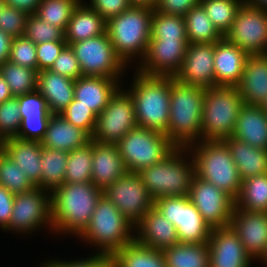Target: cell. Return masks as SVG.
Instances as JSON below:
<instances>
[{
  "label": "cell",
  "mask_w": 267,
  "mask_h": 267,
  "mask_svg": "<svg viewBox=\"0 0 267 267\" xmlns=\"http://www.w3.org/2000/svg\"><path fill=\"white\" fill-rule=\"evenodd\" d=\"M51 193L53 231L79 236L88 226L103 190L92 182L63 183Z\"/></svg>",
  "instance_id": "obj_1"
},
{
  "label": "cell",
  "mask_w": 267,
  "mask_h": 267,
  "mask_svg": "<svg viewBox=\"0 0 267 267\" xmlns=\"http://www.w3.org/2000/svg\"><path fill=\"white\" fill-rule=\"evenodd\" d=\"M204 95L205 88L170 77L169 124L165 134L176 147L201 141Z\"/></svg>",
  "instance_id": "obj_2"
},
{
  "label": "cell",
  "mask_w": 267,
  "mask_h": 267,
  "mask_svg": "<svg viewBox=\"0 0 267 267\" xmlns=\"http://www.w3.org/2000/svg\"><path fill=\"white\" fill-rule=\"evenodd\" d=\"M153 11L154 8L149 6L132 5L106 22V32L114 51L125 66L138 53L141 61L144 59L150 41Z\"/></svg>",
  "instance_id": "obj_3"
},
{
  "label": "cell",
  "mask_w": 267,
  "mask_h": 267,
  "mask_svg": "<svg viewBox=\"0 0 267 267\" xmlns=\"http://www.w3.org/2000/svg\"><path fill=\"white\" fill-rule=\"evenodd\" d=\"M132 89L137 126L165 133L169 124L170 77L151 76L137 70Z\"/></svg>",
  "instance_id": "obj_4"
},
{
  "label": "cell",
  "mask_w": 267,
  "mask_h": 267,
  "mask_svg": "<svg viewBox=\"0 0 267 267\" xmlns=\"http://www.w3.org/2000/svg\"><path fill=\"white\" fill-rule=\"evenodd\" d=\"M187 151L188 147H175L159 163L138 172L154 201L169 196H189L195 162L194 158H190L191 162L183 159L182 153Z\"/></svg>",
  "instance_id": "obj_5"
},
{
  "label": "cell",
  "mask_w": 267,
  "mask_h": 267,
  "mask_svg": "<svg viewBox=\"0 0 267 267\" xmlns=\"http://www.w3.org/2000/svg\"><path fill=\"white\" fill-rule=\"evenodd\" d=\"M135 227L104 195L98 200L91 220L79 238L100 247L99 254L112 257L134 241Z\"/></svg>",
  "instance_id": "obj_6"
},
{
  "label": "cell",
  "mask_w": 267,
  "mask_h": 267,
  "mask_svg": "<svg viewBox=\"0 0 267 267\" xmlns=\"http://www.w3.org/2000/svg\"><path fill=\"white\" fill-rule=\"evenodd\" d=\"M200 142L188 146V150L194 153L190 157L194 158L195 174L236 199L241 190L242 180L228 147L221 140Z\"/></svg>",
  "instance_id": "obj_7"
},
{
  "label": "cell",
  "mask_w": 267,
  "mask_h": 267,
  "mask_svg": "<svg viewBox=\"0 0 267 267\" xmlns=\"http://www.w3.org/2000/svg\"><path fill=\"white\" fill-rule=\"evenodd\" d=\"M243 99L237 87L212 86L205 89L201 140H223L231 137Z\"/></svg>",
  "instance_id": "obj_8"
},
{
  "label": "cell",
  "mask_w": 267,
  "mask_h": 267,
  "mask_svg": "<svg viewBox=\"0 0 267 267\" xmlns=\"http://www.w3.org/2000/svg\"><path fill=\"white\" fill-rule=\"evenodd\" d=\"M127 172L138 173L159 163L176 146L165 133L136 126L117 143Z\"/></svg>",
  "instance_id": "obj_9"
},
{
  "label": "cell",
  "mask_w": 267,
  "mask_h": 267,
  "mask_svg": "<svg viewBox=\"0 0 267 267\" xmlns=\"http://www.w3.org/2000/svg\"><path fill=\"white\" fill-rule=\"evenodd\" d=\"M154 207L177 230L179 243H208L211 228L189 196H169L154 201Z\"/></svg>",
  "instance_id": "obj_10"
},
{
  "label": "cell",
  "mask_w": 267,
  "mask_h": 267,
  "mask_svg": "<svg viewBox=\"0 0 267 267\" xmlns=\"http://www.w3.org/2000/svg\"><path fill=\"white\" fill-rule=\"evenodd\" d=\"M137 126L135 107L131 95L121 87L97 116L91 140L104 144H117Z\"/></svg>",
  "instance_id": "obj_11"
},
{
  "label": "cell",
  "mask_w": 267,
  "mask_h": 267,
  "mask_svg": "<svg viewBox=\"0 0 267 267\" xmlns=\"http://www.w3.org/2000/svg\"><path fill=\"white\" fill-rule=\"evenodd\" d=\"M79 62L82 76H99L120 80L126 67L118 58L107 32L70 44ZM120 76V77H119Z\"/></svg>",
  "instance_id": "obj_12"
},
{
  "label": "cell",
  "mask_w": 267,
  "mask_h": 267,
  "mask_svg": "<svg viewBox=\"0 0 267 267\" xmlns=\"http://www.w3.org/2000/svg\"><path fill=\"white\" fill-rule=\"evenodd\" d=\"M224 38L248 55L267 54V10L243 3Z\"/></svg>",
  "instance_id": "obj_13"
},
{
  "label": "cell",
  "mask_w": 267,
  "mask_h": 267,
  "mask_svg": "<svg viewBox=\"0 0 267 267\" xmlns=\"http://www.w3.org/2000/svg\"><path fill=\"white\" fill-rule=\"evenodd\" d=\"M118 210L135 226L154 206L140 175L127 172L123 177L103 190Z\"/></svg>",
  "instance_id": "obj_14"
},
{
  "label": "cell",
  "mask_w": 267,
  "mask_h": 267,
  "mask_svg": "<svg viewBox=\"0 0 267 267\" xmlns=\"http://www.w3.org/2000/svg\"><path fill=\"white\" fill-rule=\"evenodd\" d=\"M189 198L211 229L230 226L235 199L227 192L195 174Z\"/></svg>",
  "instance_id": "obj_15"
},
{
  "label": "cell",
  "mask_w": 267,
  "mask_h": 267,
  "mask_svg": "<svg viewBox=\"0 0 267 267\" xmlns=\"http://www.w3.org/2000/svg\"><path fill=\"white\" fill-rule=\"evenodd\" d=\"M52 229L51 193L40 187L14 195L13 210L5 230L31 233L41 226Z\"/></svg>",
  "instance_id": "obj_16"
},
{
  "label": "cell",
  "mask_w": 267,
  "mask_h": 267,
  "mask_svg": "<svg viewBox=\"0 0 267 267\" xmlns=\"http://www.w3.org/2000/svg\"><path fill=\"white\" fill-rule=\"evenodd\" d=\"M188 44V41L150 40L139 72L174 77L182 66Z\"/></svg>",
  "instance_id": "obj_17"
},
{
  "label": "cell",
  "mask_w": 267,
  "mask_h": 267,
  "mask_svg": "<svg viewBox=\"0 0 267 267\" xmlns=\"http://www.w3.org/2000/svg\"><path fill=\"white\" fill-rule=\"evenodd\" d=\"M215 43H190L179 72L174 76L180 83L205 89L216 86L214 72Z\"/></svg>",
  "instance_id": "obj_18"
},
{
  "label": "cell",
  "mask_w": 267,
  "mask_h": 267,
  "mask_svg": "<svg viewBox=\"0 0 267 267\" xmlns=\"http://www.w3.org/2000/svg\"><path fill=\"white\" fill-rule=\"evenodd\" d=\"M230 227L237 233L252 260L264 255L267 249V213L234 207Z\"/></svg>",
  "instance_id": "obj_19"
},
{
  "label": "cell",
  "mask_w": 267,
  "mask_h": 267,
  "mask_svg": "<svg viewBox=\"0 0 267 267\" xmlns=\"http://www.w3.org/2000/svg\"><path fill=\"white\" fill-rule=\"evenodd\" d=\"M208 248L210 267H250L252 258L230 226L212 229Z\"/></svg>",
  "instance_id": "obj_20"
},
{
  "label": "cell",
  "mask_w": 267,
  "mask_h": 267,
  "mask_svg": "<svg viewBox=\"0 0 267 267\" xmlns=\"http://www.w3.org/2000/svg\"><path fill=\"white\" fill-rule=\"evenodd\" d=\"M17 98L20 107L21 125L16 138L41 142L52 115L45 98L37 90Z\"/></svg>",
  "instance_id": "obj_21"
},
{
  "label": "cell",
  "mask_w": 267,
  "mask_h": 267,
  "mask_svg": "<svg viewBox=\"0 0 267 267\" xmlns=\"http://www.w3.org/2000/svg\"><path fill=\"white\" fill-rule=\"evenodd\" d=\"M134 240L143 246L164 251L179 243L177 230L154 206L135 225Z\"/></svg>",
  "instance_id": "obj_22"
},
{
  "label": "cell",
  "mask_w": 267,
  "mask_h": 267,
  "mask_svg": "<svg viewBox=\"0 0 267 267\" xmlns=\"http://www.w3.org/2000/svg\"><path fill=\"white\" fill-rule=\"evenodd\" d=\"M248 54L224 37L215 42L214 72L216 86L237 87L242 79Z\"/></svg>",
  "instance_id": "obj_23"
},
{
  "label": "cell",
  "mask_w": 267,
  "mask_h": 267,
  "mask_svg": "<svg viewBox=\"0 0 267 267\" xmlns=\"http://www.w3.org/2000/svg\"><path fill=\"white\" fill-rule=\"evenodd\" d=\"M92 155L91 182L101 190L127 173L117 144H104L92 140Z\"/></svg>",
  "instance_id": "obj_24"
},
{
  "label": "cell",
  "mask_w": 267,
  "mask_h": 267,
  "mask_svg": "<svg viewBox=\"0 0 267 267\" xmlns=\"http://www.w3.org/2000/svg\"><path fill=\"white\" fill-rule=\"evenodd\" d=\"M237 89L244 104L263 105L267 101V54L248 55Z\"/></svg>",
  "instance_id": "obj_25"
},
{
  "label": "cell",
  "mask_w": 267,
  "mask_h": 267,
  "mask_svg": "<svg viewBox=\"0 0 267 267\" xmlns=\"http://www.w3.org/2000/svg\"><path fill=\"white\" fill-rule=\"evenodd\" d=\"M118 81L99 76L79 77L74 83V98L98 116L119 89Z\"/></svg>",
  "instance_id": "obj_26"
},
{
  "label": "cell",
  "mask_w": 267,
  "mask_h": 267,
  "mask_svg": "<svg viewBox=\"0 0 267 267\" xmlns=\"http://www.w3.org/2000/svg\"><path fill=\"white\" fill-rule=\"evenodd\" d=\"M231 136L267 150V114L263 106L243 104Z\"/></svg>",
  "instance_id": "obj_27"
},
{
  "label": "cell",
  "mask_w": 267,
  "mask_h": 267,
  "mask_svg": "<svg viewBox=\"0 0 267 267\" xmlns=\"http://www.w3.org/2000/svg\"><path fill=\"white\" fill-rule=\"evenodd\" d=\"M42 144L38 141H26L9 138L3 141V152L21 170L27 173V178L35 187L41 188V155Z\"/></svg>",
  "instance_id": "obj_28"
},
{
  "label": "cell",
  "mask_w": 267,
  "mask_h": 267,
  "mask_svg": "<svg viewBox=\"0 0 267 267\" xmlns=\"http://www.w3.org/2000/svg\"><path fill=\"white\" fill-rule=\"evenodd\" d=\"M90 140L91 137L84 130L74 126L60 114H52L41 144L49 149L71 152L84 147Z\"/></svg>",
  "instance_id": "obj_29"
},
{
  "label": "cell",
  "mask_w": 267,
  "mask_h": 267,
  "mask_svg": "<svg viewBox=\"0 0 267 267\" xmlns=\"http://www.w3.org/2000/svg\"><path fill=\"white\" fill-rule=\"evenodd\" d=\"M74 83L50 70L38 71L37 91L45 98L51 114H61L74 99Z\"/></svg>",
  "instance_id": "obj_30"
},
{
  "label": "cell",
  "mask_w": 267,
  "mask_h": 267,
  "mask_svg": "<svg viewBox=\"0 0 267 267\" xmlns=\"http://www.w3.org/2000/svg\"><path fill=\"white\" fill-rule=\"evenodd\" d=\"M222 141L230 151L241 180L267 174V150L254 148L232 136Z\"/></svg>",
  "instance_id": "obj_31"
},
{
  "label": "cell",
  "mask_w": 267,
  "mask_h": 267,
  "mask_svg": "<svg viewBox=\"0 0 267 267\" xmlns=\"http://www.w3.org/2000/svg\"><path fill=\"white\" fill-rule=\"evenodd\" d=\"M106 32V21L87 3L75 7L65 31L67 45L100 36Z\"/></svg>",
  "instance_id": "obj_32"
},
{
  "label": "cell",
  "mask_w": 267,
  "mask_h": 267,
  "mask_svg": "<svg viewBox=\"0 0 267 267\" xmlns=\"http://www.w3.org/2000/svg\"><path fill=\"white\" fill-rule=\"evenodd\" d=\"M114 267H166L162 251L143 246L135 240L113 256Z\"/></svg>",
  "instance_id": "obj_33"
},
{
  "label": "cell",
  "mask_w": 267,
  "mask_h": 267,
  "mask_svg": "<svg viewBox=\"0 0 267 267\" xmlns=\"http://www.w3.org/2000/svg\"><path fill=\"white\" fill-rule=\"evenodd\" d=\"M162 253L166 267H210L208 243H177Z\"/></svg>",
  "instance_id": "obj_34"
},
{
  "label": "cell",
  "mask_w": 267,
  "mask_h": 267,
  "mask_svg": "<svg viewBox=\"0 0 267 267\" xmlns=\"http://www.w3.org/2000/svg\"><path fill=\"white\" fill-rule=\"evenodd\" d=\"M188 43H215L223 36L214 27L201 3L184 16Z\"/></svg>",
  "instance_id": "obj_35"
},
{
  "label": "cell",
  "mask_w": 267,
  "mask_h": 267,
  "mask_svg": "<svg viewBox=\"0 0 267 267\" xmlns=\"http://www.w3.org/2000/svg\"><path fill=\"white\" fill-rule=\"evenodd\" d=\"M68 152L42 148L41 188L51 193L64 183Z\"/></svg>",
  "instance_id": "obj_36"
},
{
  "label": "cell",
  "mask_w": 267,
  "mask_h": 267,
  "mask_svg": "<svg viewBox=\"0 0 267 267\" xmlns=\"http://www.w3.org/2000/svg\"><path fill=\"white\" fill-rule=\"evenodd\" d=\"M235 207L267 213V174L242 180L240 193L235 199Z\"/></svg>",
  "instance_id": "obj_37"
},
{
  "label": "cell",
  "mask_w": 267,
  "mask_h": 267,
  "mask_svg": "<svg viewBox=\"0 0 267 267\" xmlns=\"http://www.w3.org/2000/svg\"><path fill=\"white\" fill-rule=\"evenodd\" d=\"M0 75L8 84L13 97L37 90L38 70L5 61L0 65Z\"/></svg>",
  "instance_id": "obj_38"
},
{
  "label": "cell",
  "mask_w": 267,
  "mask_h": 267,
  "mask_svg": "<svg viewBox=\"0 0 267 267\" xmlns=\"http://www.w3.org/2000/svg\"><path fill=\"white\" fill-rule=\"evenodd\" d=\"M92 160V140L84 147L68 152L64 183L91 182Z\"/></svg>",
  "instance_id": "obj_39"
},
{
  "label": "cell",
  "mask_w": 267,
  "mask_h": 267,
  "mask_svg": "<svg viewBox=\"0 0 267 267\" xmlns=\"http://www.w3.org/2000/svg\"><path fill=\"white\" fill-rule=\"evenodd\" d=\"M150 40L188 41L183 16L152 13Z\"/></svg>",
  "instance_id": "obj_40"
},
{
  "label": "cell",
  "mask_w": 267,
  "mask_h": 267,
  "mask_svg": "<svg viewBox=\"0 0 267 267\" xmlns=\"http://www.w3.org/2000/svg\"><path fill=\"white\" fill-rule=\"evenodd\" d=\"M206 14L217 31L224 37L243 4L240 0H200Z\"/></svg>",
  "instance_id": "obj_41"
},
{
  "label": "cell",
  "mask_w": 267,
  "mask_h": 267,
  "mask_svg": "<svg viewBox=\"0 0 267 267\" xmlns=\"http://www.w3.org/2000/svg\"><path fill=\"white\" fill-rule=\"evenodd\" d=\"M81 0H41L36 15L50 25L67 29L75 7Z\"/></svg>",
  "instance_id": "obj_42"
},
{
  "label": "cell",
  "mask_w": 267,
  "mask_h": 267,
  "mask_svg": "<svg viewBox=\"0 0 267 267\" xmlns=\"http://www.w3.org/2000/svg\"><path fill=\"white\" fill-rule=\"evenodd\" d=\"M0 185L14 195L35 188L27 178V173L6 156L3 150H0Z\"/></svg>",
  "instance_id": "obj_43"
},
{
  "label": "cell",
  "mask_w": 267,
  "mask_h": 267,
  "mask_svg": "<svg viewBox=\"0 0 267 267\" xmlns=\"http://www.w3.org/2000/svg\"><path fill=\"white\" fill-rule=\"evenodd\" d=\"M24 36L35 44L65 41V32L62 29L48 24L36 14L28 16Z\"/></svg>",
  "instance_id": "obj_44"
},
{
  "label": "cell",
  "mask_w": 267,
  "mask_h": 267,
  "mask_svg": "<svg viewBox=\"0 0 267 267\" xmlns=\"http://www.w3.org/2000/svg\"><path fill=\"white\" fill-rule=\"evenodd\" d=\"M21 125L20 107L17 97L0 104V137L2 140L16 138Z\"/></svg>",
  "instance_id": "obj_45"
},
{
  "label": "cell",
  "mask_w": 267,
  "mask_h": 267,
  "mask_svg": "<svg viewBox=\"0 0 267 267\" xmlns=\"http://www.w3.org/2000/svg\"><path fill=\"white\" fill-rule=\"evenodd\" d=\"M8 61L37 70L36 44L25 36L13 38Z\"/></svg>",
  "instance_id": "obj_46"
},
{
  "label": "cell",
  "mask_w": 267,
  "mask_h": 267,
  "mask_svg": "<svg viewBox=\"0 0 267 267\" xmlns=\"http://www.w3.org/2000/svg\"><path fill=\"white\" fill-rule=\"evenodd\" d=\"M60 115L74 126L84 130L90 137L92 136L97 115L89 107L78 104L74 98Z\"/></svg>",
  "instance_id": "obj_47"
},
{
  "label": "cell",
  "mask_w": 267,
  "mask_h": 267,
  "mask_svg": "<svg viewBox=\"0 0 267 267\" xmlns=\"http://www.w3.org/2000/svg\"><path fill=\"white\" fill-rule=\"evenodd\" d=\"M28 14L5 5L0 13V30L12 38L24 36Z\"/></svg>",
  "instance_id": "obj_48"
},
{
  "label": "cell",
  "mask_w": 267,
  "mask_h": 267,
  "mask_svg": "<svg viewBox=\"0 0 267 267\" xmlns=\"http://www.w3.org/2000/svg\"><path fill=\"white\" fill-rule=\"evenodd\" d=\"M49 70L73 80H77L79 77H82L79 62L70 45H66L63 48Z\"/></svg>",
  "instance_id": "obj_49"
},
{
  "label": "cell",
  "mask_w": 267,
  "mask_h": 267,
  "mask_svg": "<svg viewBox=\"0 0 267 267\" xmlns=\"http://www.w3.org/2000/svg\"><path fill=\"white\" fill-rule=\"evenodd\" d=\"M66 45V41H51L36 44L37 70H49Z\"/></svg>",
  "instance_id": "obj_50"
},
{
  "label": "cell",
  "mask_w": 267,
  "mask_h": 267,
  "mask_svg": "<svg viewBox=\"0 0 267 267\" xmlns=\"http://www.w3.org/2000/svg\"><path fill=\"white\" fill-rule=\"evenodd\" d=\"M89 3V7L94 9L106 22L132 6L129 0H90Z\"/></svg>",
  "instance_id": "obj_51"
},
{
  "label": "cell",
  "mask_w": 267,
  "mask_h": 267,
  "mask_svg": "<svg viewBox=\"0 0 267 267\" xmlns=\"http://www.w3.org/2000/svg\"><path fill=\"white\" fill-rule=\"evenodd\" d=\"M42 267H114L112 257L101 255L99 253L95 256H90L83 260H72V261H50L44 263Z\"/></svg>",
  "instance_id": "obj_52"
},
{
  "label": "cell",
  "mask_w": 267,
  "mask_h": 267,
  "mask_svg": "<svg viewBox=\"0 0 267 267\" xmlns=\"http://www.w3.org/2000/svg\"><path fill=\"white\" fill-rule=\"evenodd\" d=\"M200 0H157L154 10L167 15L184 16Z\"/></svg>",
  "instance_id": "obj_53"
},
{
  "label": "cell",
  "mask_w": 267,
  "mask_h": 267,
  "mask_svg": "<svg viewBox=\"0 0 267 267\" xmlns=\"http://www.w3.org/2000/svg\"><path fill=\"white\" fill-rule=\"evenodd\" d=\"M14 194L0 185V227L3 230L9 225L13 210Z\"/></svg>",
  "instance_id": "obj_54"
},
{
  "label": "cell",
  "mask_w": 267,
  "mask_h": 267,
  "mask_svg": "<svg viewBox=\"0 0 267 267\" xmlns=\"http://www.w3.org/2000/svg\"><path fill=\"white\" fill-rule=\"evenodd\" d=\"M41 0H5V4L19 9L28 15L36 14Z\"/></svg>",
  "instance_id": "obj_55"
},
{
  "label": "cell",
  "mask_w": 267,
  "mask_h": 267,
  "mask_svg": "<svg viewBox=\"0 0 267 267\" xmlns=\"http://www.w3.org/2000/svg\"><path fill=\"white\" fill-rule=\"evenodd\" d=\"M12 37L0 30V65L8 61Z\"/></svg>",
  "instance_id": "obj_56"
},
{
  "label": "cell",
  "mask_w": 267,
  "mask_h": 267,
  "mask_svg": "<svg viewBox=\"0 0 267 267\" xmlns=\"http://www.w3.org/2000/svg\"><path fill=\"white\" fill-rule=\"evenodd\" d=\"M12 97L13 95L11 94L9 90L8 84L5 82L3 77L0 75V104Z\"/></svg>",
  "instance_id": "obj_57"
},
{
  "label": "cell",
  "mask_w": 267,
  "mask_h": 267,
  "mask_svg": "<svg viewBox=\"0 0 267 267\" xmlns=\"http://www.w3.org/2000/svg\"><path fill=\"white\" fill-rule=\"evenodd\" d=\"M132 5L149 6L154 8L157 0H129Z\"/></svg>",
  "instance_id": "obj_58"
},
{
  "label": "cell",
  "mask_w": 267,
  "mask_h": 267,
  "mask_svg": "<svg viewBox=\"0 0 267 267\" xmlns=\"http://www.w3.org/2000/svg\"><path fill=\"white\" fill-rule=\"evenodd\" d=\"M245 3L263 10H267V0H245Z\"/></svg>",
  "instance_id": "obj_59"
},
{
  "label": "cell",
  "mask_w": 267,
  "mask_h": 267,
  "mask_svg": "<svg viewBox=\"0 0 267 267\" xmlns=\"http://www.w3.org/2000/svg\"><path fill=\"white\" fill-rule=\"evenodd\" d=\"M261 261H263L265 266L267 265V249L264 255L260 258ZM267 267V266H266Z\"/></svg>",
  "instance_id": "obj_60"
},
{
  "label": "cell",
  "mask_w": 267,
  "mask_h": 267,
  "mask_svg": "<svg viewBox=\"0 0 267 267\" xmlns=\"http://www.w3.org/2000/svg\"><path fill=\"white\" fill-rule=\"evenodd\" d=\"M5 5V0H0V13Z\"/></svg>",
  "instance_id": "obj_61"
},
{
  "label": "cell",
  "mask_w": 267,
  "mask_h": 267,
  "mask_svg": "<svg viewBox=\"0 0 267 267\" xmlns=\"http://www.w3.org/2000/svg\"><path fill=\"white\" fill-rule=\"evenodd\" d=\"M0 150H3V140L1 137H0Z\"/></svg>",
  "instance_id": "obj_62"
},
{
  "label": "cell",
  "mask_w": 267,
  "mask_h": 267,
  "mask_svg": "<svg viewBox=\"0 0 267 267\" xmlns=\"http://www.w3.org/2000/svg\"><path fill=\"white\" fill-rule=\"evenodd\" d=\"M262 106H263V108L265 109V112H266V114H267V101H266Z\"/></svg>",
  "instance_id": "obj_63"
}]
</instances>
